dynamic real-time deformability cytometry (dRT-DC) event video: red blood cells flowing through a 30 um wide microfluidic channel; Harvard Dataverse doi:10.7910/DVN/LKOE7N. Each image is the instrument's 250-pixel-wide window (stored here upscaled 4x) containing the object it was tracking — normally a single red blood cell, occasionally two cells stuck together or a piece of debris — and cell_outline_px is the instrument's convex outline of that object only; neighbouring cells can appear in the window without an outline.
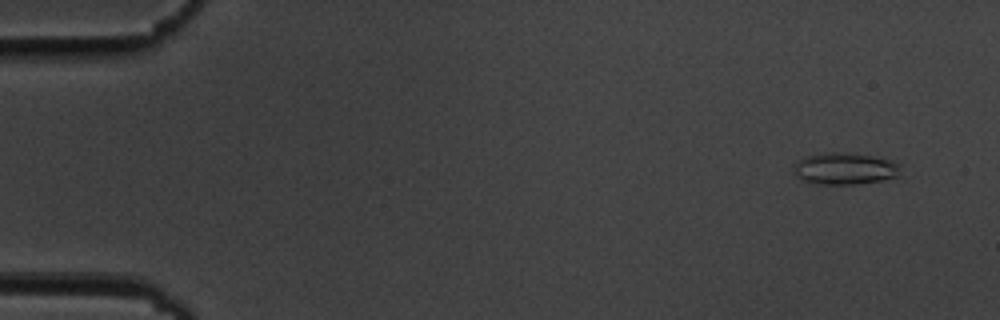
{"species": "common noctule bat (a hibernating species)", "species_latin": "Nyctalus noctula", "temperature_condition": "cold", "stored_images_in_passage": 52, "camera_frame_rate_fps": 3000, "um_per_image_px": 0.085, "animal": {"sex": "male", "body_mass_g": 19.5, "forearm_length_mm": 54.6}, "frame": {"image": 1, "passage_image": 1, "time_ms": 0.0, "image_size_px": [1000, 320], "cell_outline_px": [[900, 176], [880, 180], [856, 184], [820, 184], [804, 180], [796, 176], [792, 172], [792, 168], [796, 160], [808, 156], [828, 152], [844, 152], [872, 156], [892, 160], [900, 164]], "centroid_in_image_um": [71.8, 14.32], "position_along_channel_um": 13.2, "area_um2": 19.88}}
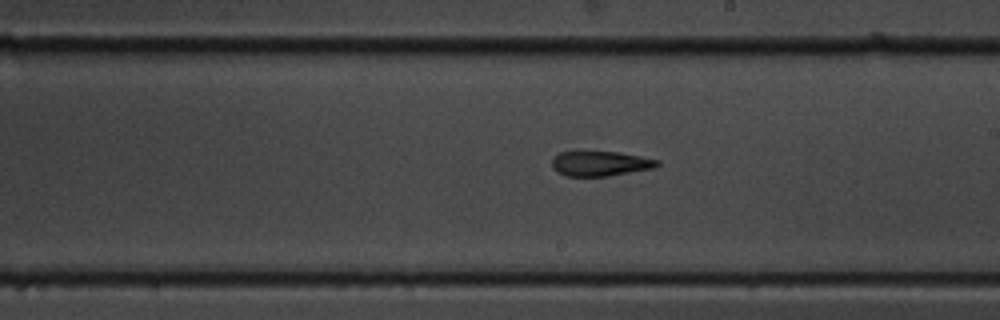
{"frame": {"image": 2, "passage_image": 29, "time_ms": 9.333, "image_size_px": [1000, 320], "cell_outline_px": [[660, 164], [652, 168], [608, 176], [564, 176], [556, 172], [552, 168], [552, 156], [560, 152], [616, 152], [660, 160]], "centroid_in_image_um": [50.96, 13.91], "position_along_channel_um": 238.0, "area_um2": 15.2}}
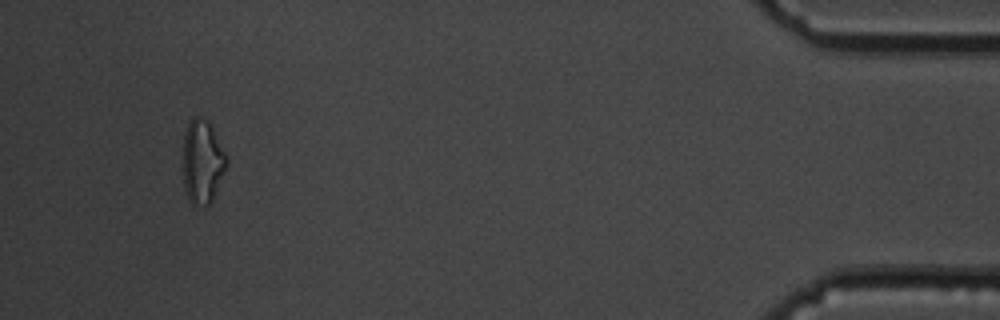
{"frame": {"image": 3, "passage_image": 49, "time_ms": 16.0, "image_size_px": [1000, 320], "cell_outline_px": [[228, 160], [212, 200], [208, 204], [192, 204], [188, 200], [184, 188], [184, 132], [188, 124], [196, 116], [200, 116], [208, 120]], "centroid_in_image_um": [17.18, 13.73], "position_along_channel_um": 418.0, "area_um2": 20.63}, "authors_computed_cell_mechanics": {"area_um2": 16.7042, "velocity_mm_per_s": 3.7103, "shape_relaxation_time_tau1_ms": 7.0992, "shape_relaxation_time_tau2_ms": 4.8948, "deformation_change_tau1": 0.2116, "deformation_change_tau2": 0.1784}}